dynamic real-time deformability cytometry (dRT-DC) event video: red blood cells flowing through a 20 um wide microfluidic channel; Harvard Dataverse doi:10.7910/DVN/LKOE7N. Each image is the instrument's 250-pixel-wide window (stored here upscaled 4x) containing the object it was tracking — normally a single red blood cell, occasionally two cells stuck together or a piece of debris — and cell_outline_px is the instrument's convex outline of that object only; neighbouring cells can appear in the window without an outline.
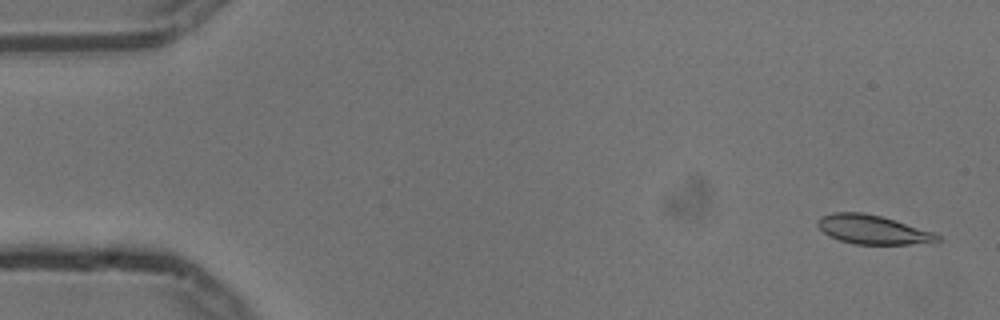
{"species": "common noctule bat (a hibernating species)", "species_latin": "Nyctalus noctula", "temperature_condition": "cold", "stored_images_in_passage": 54, "camera_frame_rate_fps": 3000, "um_per_image_px": 0.085, "animal": {"sex": "male", "body_mass_g": 13.3}, "frame": {"image": 1, "passage_image": 2, "time_ms": 0.333, "image_size_px": [1000, 320], "cell_outline_px": [[944, 240], [940, 244], [856, 244], [840, 240], [828, 236], [816, 224], [816, 220], [820, 216], [832, 212], [864, 212], [880, 216], [932, 232], [940, 236]], "centroid_in_image_um": [74.22, 19.53], "position_along_channel_um": 10.8, "area_um2": 20.46}}
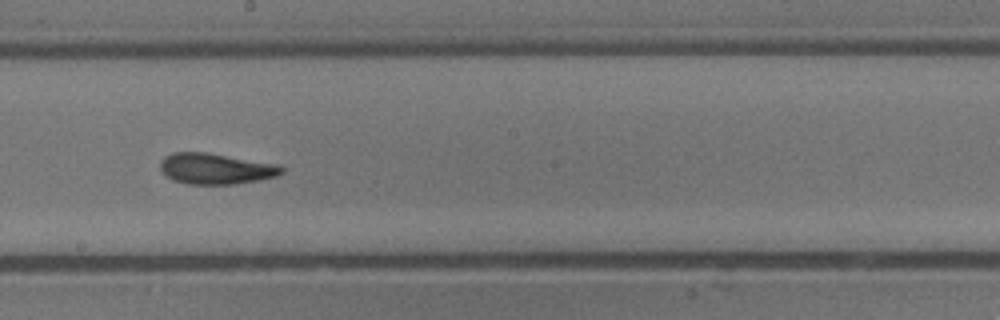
{"frame": {"image": 2, "passage_image": 30, "time_ms": 9.667, "image_size_px": [1000, 320], "cell_outline_px": [[284, 172], [276, 176], [236, 184], [188, 184], [172, 180], [160, 168], [160, 160], [164, 156], [172, 152], [208, 152], [276, 164], [284, 168]], "centroid_in_image_um": [18.31, 14.33], "position_along_channel_um": 229.9, "area_um2": 21.79}}
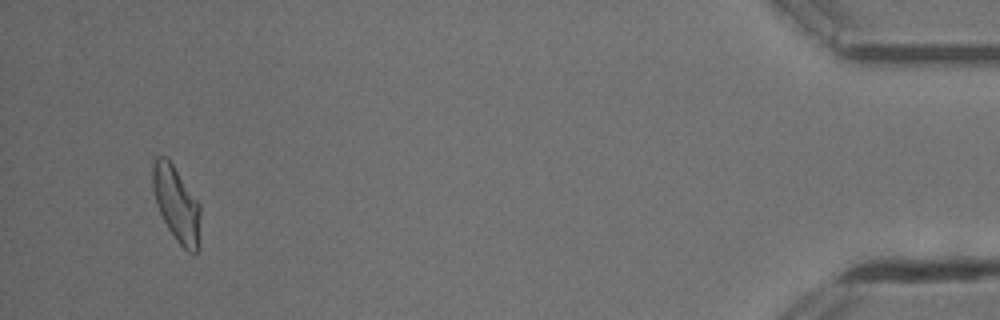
{"frame": {"image": 3, "passage_image": 52, "time_ms": 17.0, "image_size_px": [1000, 320], "cell_outline_px": [[200, 244], [196, 252], [188, 252], [176, 240], [168, 228], [156, 204], [152, 188], [152, 164], [156, 156], [164, 156], [172, 164], [200, 204]], "centroid_in_image_um": [15.0, 17.35], "position_along_channel_um": 420.2, "area_um2": 20.87}, "authors_computed_cell_mechanics": {"area_um2": 21.1548, "velocity_mm_per_s": 3.7171, "shape_relaxation_time_tau1_ms": 3.8099, "shape_relaxation_time_tau2_ms": 2.656, "deformation_change_tau1": 0.1534, "deformation_change_tau2": 0.1152}}